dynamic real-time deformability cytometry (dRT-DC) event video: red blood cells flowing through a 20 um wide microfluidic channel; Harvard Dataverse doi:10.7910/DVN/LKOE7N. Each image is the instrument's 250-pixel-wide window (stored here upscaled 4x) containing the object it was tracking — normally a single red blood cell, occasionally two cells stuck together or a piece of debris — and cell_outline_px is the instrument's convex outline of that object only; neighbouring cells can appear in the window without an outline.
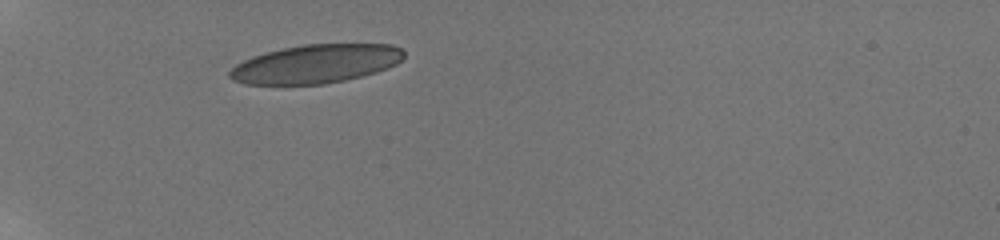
{"species": "human", "species_latin": "Homo sapiens", "temperature_condition": "room temperature", "stored_images_in_passage": 35, "camera_frame_rate_fps": 3000, "um_per_image_px": 0.085, "donor": {"sex": "male"}, "frame": {"image": 1, "passage_image": 1, "time_ms": 0.0, "image_size_px": [1000, 240], "cell_outline_px": [[404, 56], [396, 64], [388, 68], [376, 72], [344, 80], [324, 84], [244, 84], [232, 80], [228, 76], [228, 72], [236, 64], [252, 56], [284, 48], [304, 44], [392, 44], [400, 48], [404, 52]], "centroid_in_image_um": [26.83, 5.43], "position_along_channel_um": 58.2, "area_um2": 39.07}}
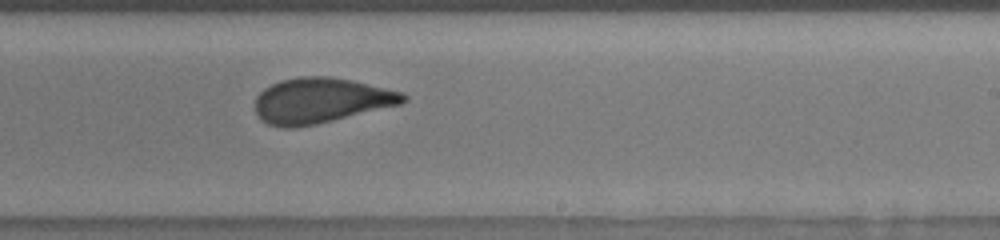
{"frame": {"image": 2, "passage_image": 18, "time_ms": 6.0, "image_size_px": [1000, 240], "cell_outline_px": [[408, 100], [400, 104], [316, 124], [296, 128], [284, 128], [268, 124], [260, 120], [256, 112], [256, 96], [264, 88], [280, 80], [300, 76], [332, 76], [352, 80], [404, 92], [408, 96]], "centroid_in_image_um": [27.26, 8.54], "position_along_channel_um": 261.7, "area_um2": 39.19}}
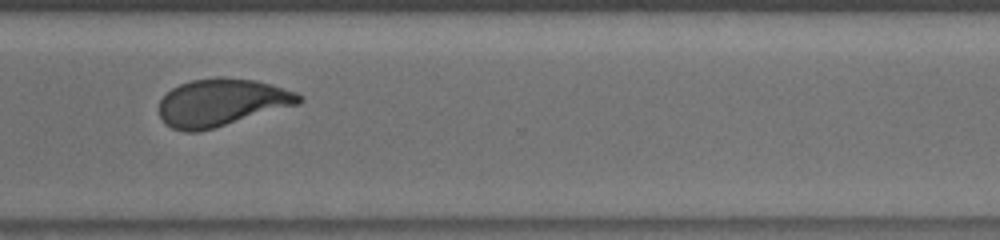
{"frame": {"image": 3, "passage_image": 24, "time_ms": 8.333, "image_size_px": [1000, 240], "cell_outline_px": [[304, 100], [300, 104], [212, 128], [196, 132], [184, 132], [172, 128], [160, 116], [160, 100], [172, 88], [180, 84], [192, 80], [220, 76], [224, 76], [256, 80], [296, 92], [304, 96]], "centroid_in_image_um": [18.87, 8.69], "position_along_channel_um": 351.7, "area_um2": 38.49}, "authors_computed_cell_mechanics": {"area_um2": 39.1306, "velocity_mm_per_s": 3.8511, "shape_relaxation_time_tau1_ms": 6.8937, "shape_relaxation_time_tau2_ms": 0.9089, "deformation_change_tau1": 0.1787, "deformation_change_tau2": 0.067}}